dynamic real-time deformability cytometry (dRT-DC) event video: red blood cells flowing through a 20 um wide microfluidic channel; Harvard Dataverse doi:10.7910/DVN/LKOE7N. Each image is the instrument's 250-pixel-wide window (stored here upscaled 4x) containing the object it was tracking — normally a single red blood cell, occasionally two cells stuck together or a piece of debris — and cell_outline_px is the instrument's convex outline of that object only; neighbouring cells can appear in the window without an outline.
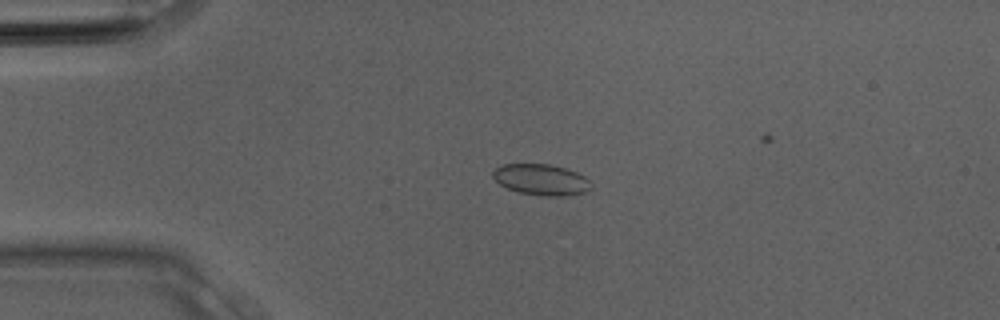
{"species": "Egyptian fruit bat (a non-hibernating species)", "species_latin": "Rousettus aegyptiacus", "temperature_condition": "room temperature", "stored_images_in_passage": 26, "camera_frame_rate_fps": 3000, "um_per_image_px": 0.085, "animal": {"sex": "male"}, "frame": {"image": 1, "passage_image": 1, "time_ms": 0.0, "image_size_px": [1000, 320], "cell_outline_px": [[592, 188], [588, 192], [564, 196], [540, 196], [520, 192], [508, 188], [500, 184], [492, 176], [492, 172], [496, 168], [504, 164], [548, 164], [564, 168], [576, 172], [584, 176], [592, 184]], "centroid_in_image_um": [46.03, 15.28], "position_along_channel_um": 39.0, "area_um2": 17.74}}
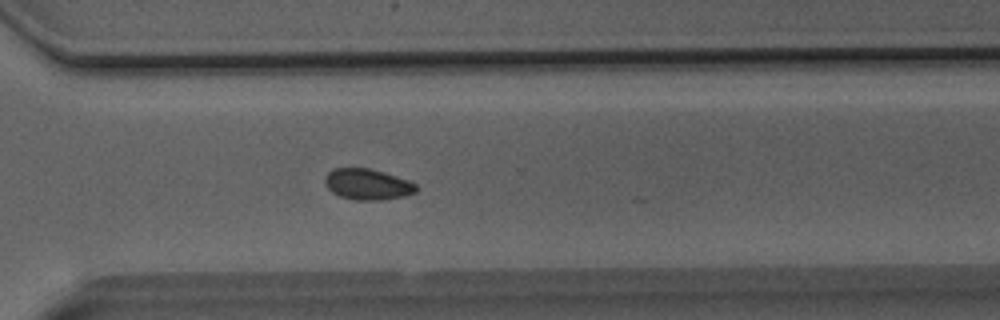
{"frame": {"image": 2, "passage_image": 17, "time_ms": 5.333, "image_size_px": [1000, 320], "cell_outline_px": [[416, 192], [404, 196], [380, 200], [356, 200], [340, 196], [332, 192], [328, 188], [324, 180], [324, 176], [328, 172], [336, 168], [368, 168], [384, 172], [408, 180], [416, 184]], "centroid_in_image_um": [31.23, 15.66], "position_along_channel_um": 339.4, "area_um2": 16.36}}
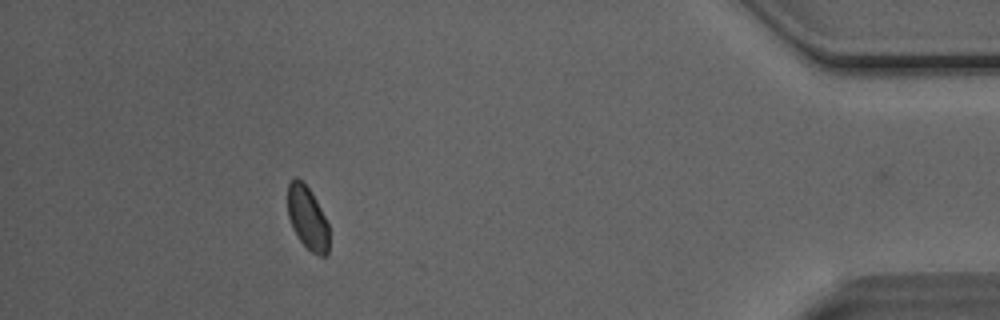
{"frame": {"image": 3, "passage_image": 23, "time_ms": 7.333, "image_size_px": [1000, 320], "cell_outline_px": [[328, 256], [320, 256], [312, 252], [300, 240], [292, 228], [288, 216], [288, 184], [296, 176], [312, 192], [328, 224]], "centroid_in_image_um": [26.13, 18.54], "position_along_channel_um": 409.1, "area_um2": 15.03}}